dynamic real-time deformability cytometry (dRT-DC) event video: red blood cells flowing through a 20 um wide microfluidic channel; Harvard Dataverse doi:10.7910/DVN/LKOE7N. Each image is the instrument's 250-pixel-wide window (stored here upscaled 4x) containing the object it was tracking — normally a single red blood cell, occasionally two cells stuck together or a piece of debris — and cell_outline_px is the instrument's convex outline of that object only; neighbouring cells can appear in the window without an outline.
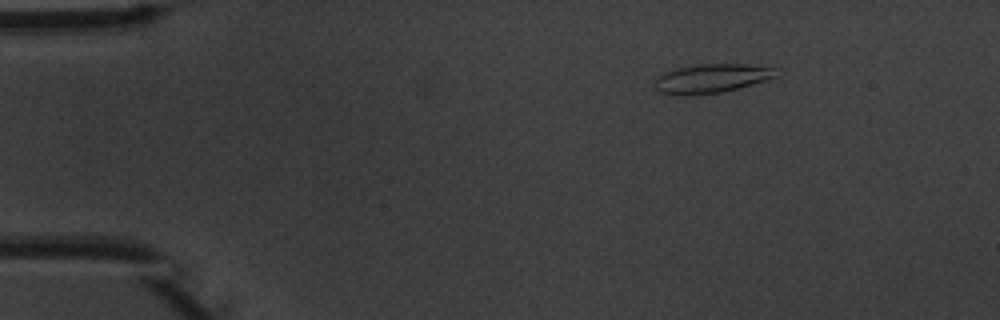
{"species": "common noctule bat (a hibernating species)", "species_latin": "Nyctalus noctula", "temperature_condition": "warm", "stored_images_in_passage": 5, "camera_frame_rate_fps": 3000, "um_per_image_px": 0.085, "animal": {"sex": "male", "body_mass_g": 20.1, "forearm_length_mm": 53.5}, "frame": {"image": 1, "passage_image": 3, "time_ms": 2.333, "image_size_px": [1000, 320], "cell_outline_px": [[784, 72], [780, 76], [736, 88], [720, 92], [660, 92], [656, 88], [656, 80], [664, 72], [676, 68], [700, 64], [744, 64], [772, 68]], "centroid_in_image_um": [60.62, 6.6], "position_along_channel_um": 24.4, "area_um2": 19.42}}